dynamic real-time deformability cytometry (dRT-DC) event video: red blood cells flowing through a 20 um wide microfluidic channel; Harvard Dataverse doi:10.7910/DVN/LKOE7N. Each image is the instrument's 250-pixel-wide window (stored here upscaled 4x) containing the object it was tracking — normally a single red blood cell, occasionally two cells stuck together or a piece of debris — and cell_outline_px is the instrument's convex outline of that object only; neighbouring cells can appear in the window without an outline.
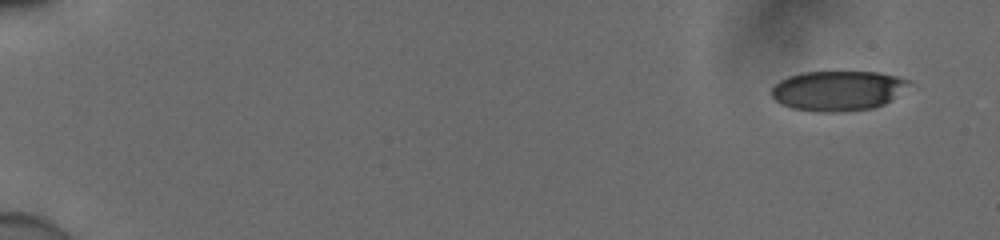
{"species": "human", "species_latin": "Homo sapiens", "temperature_condition": "cold", "stored_images_in_passage": 21, "camera_frame_rate_fps": 3000, "um_per_image_px": 0.085, "donor": {"sex": "male"}, "frame": {"image": 1, "passage_image": 1, "time_ms": 0.0, "image_size_px": [1000, 240], "cell_outline_px": [[920, 88], [884, 104], [872, 108], [844, 112], [820, 112], [792, 108], [780, 104], [772, 96], [772, 88], [780, 80], [788, 76], [800, 72], [880, 72], [912, 80]], "centroid_in_image_um": [71.42, 7.7], "position_along_channel_um": 13.6, "area_um2": 33.23}}
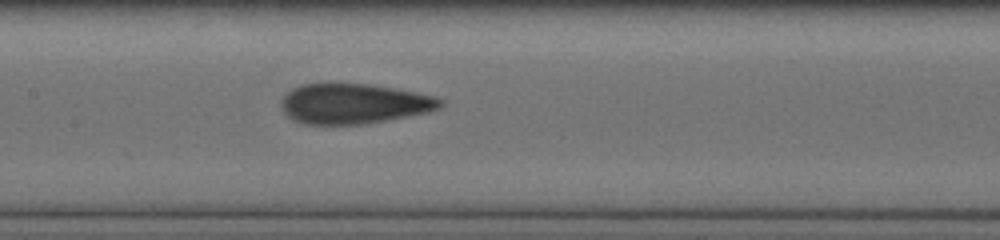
{"frame": {"image": 2, "passage_image": 19, "time_ms": 6.0, "image_size_px": [1000, 240], "cell_outline_px": [[444, 104], [440, 108], [428, 112], [388, 120], [364, 124], [304, 124], [292, 120], [280, 108], [280, 100], [292, 88], [300, 84], [372, 84], [396, 88], [436, 96], [444, 100]], "centroid_in_image_um": [30.09, 8.81], "position_along_channel_um": 177.3, "area_um2": 37.51}}
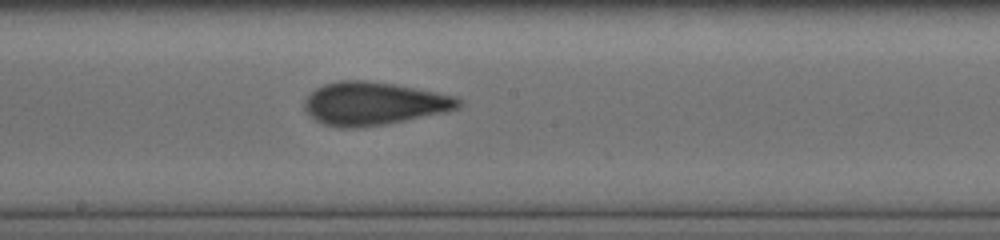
{"frame": {"image": 3, "passage_image": 21, "time_ms": 6.667, "image_size_px": [1000, 240], "cell_outline_px": [[460, 104], [456, 108], [440, 112], [384, 124], [352, 128], [340, 128], [324, 124], [316, 120], [304, 108], [304, 100], [316, 88], [324, 84], [340, 80], [364, 80], [392, 84], [452, 96], [460, 100]], "centroid_in_image_um": [31.66, 8.8], "position_along_channel_um": 216.5, "area_um2": 37.51}}